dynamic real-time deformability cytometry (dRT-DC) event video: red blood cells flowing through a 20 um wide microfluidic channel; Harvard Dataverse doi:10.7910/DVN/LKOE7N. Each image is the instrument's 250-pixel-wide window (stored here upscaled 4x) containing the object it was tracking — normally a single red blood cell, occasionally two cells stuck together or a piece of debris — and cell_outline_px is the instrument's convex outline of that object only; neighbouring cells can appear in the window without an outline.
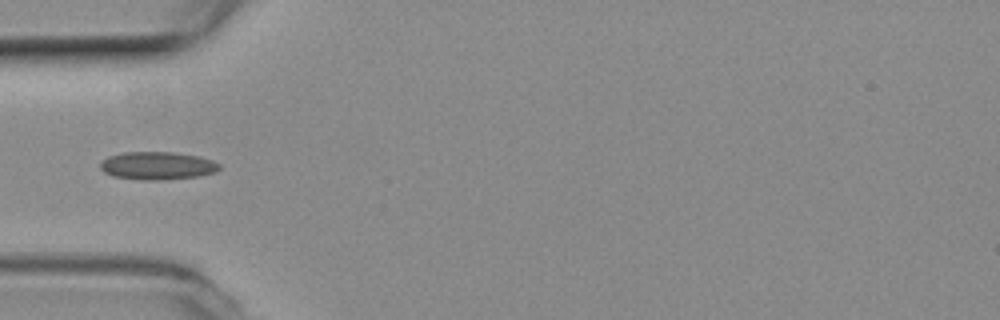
{"species": "common noctule bat (a hibernating species)", "species_latin": "Nyctalus noctula", "temperature_condition": "room temperature", "stored_images_in_passage": 8, "camera_frame_rate_fps": 3000, "um_per_image_px": 0.085, "animal": {"sex": "female", "body_mass_g": 19.3, "forearm_length_mm": 54.1}, "frame": {"image": 1, "passage_image": 5, "time_ms": 1.333, "image_size_px": [1000, 320], "cell_outline_px": [[220, 168], [216, 172], [200, 176], [160, 180], [144, 180], [112, 176], [104, 172], [100, 168], [100, 160], [108, 156], [124, 152], [172, 152], [200, 156], [212, 160], [220, 164]], "centroid_in_image_um": [13.37, 14.08], "position_along_channel_um": 71.6, "area_um2": 19.54}}
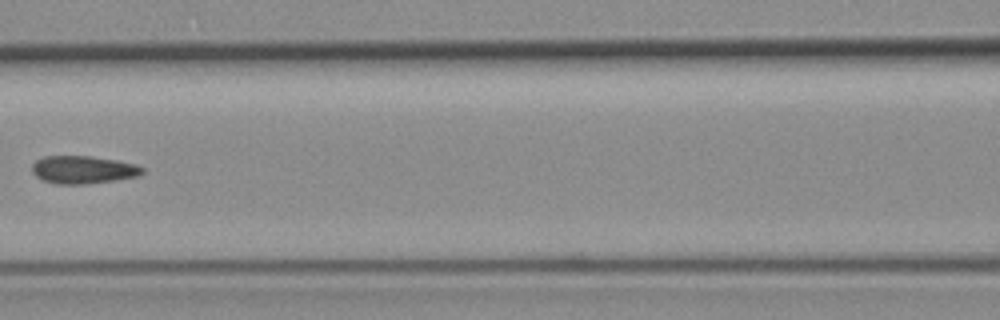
{"frame": {"image": 2, "passage_image": 7, "time_ms": 2.0, "image_size_px": [1000, 320], "cell_outline_px": [[144, 172], [140, 176], [116, 180], [84, 184], [56, 184], [44, 180], [36, 176], [32, 172], [32, 164], [36, 160], [44, 156], [88, 156], [116, 160], [136, 164], [144, 168]], "centroid_in_image_um": [7.08, 14.43], "position_along_channel_um": 159.5, "area_um2": 17.92}}
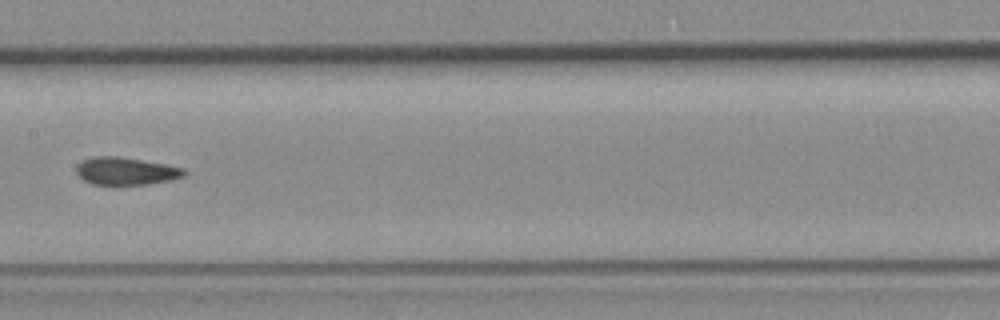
{"frame": {"image": 3, "passage_image": 8, "time_ms": 2.333, "image_size_px": [1000, 320], "cell_outline_px": [[188, 172], [184, 176], [168, 180], [148, 184], [92, 184], [84, 180], [76, 172], [76, 164], [92, 156], [116, 156], [164, 164], [184, 168]], "centroid_in_image_um": [10.68, 14.53], "position_along_channel_um": 196.7, "area_um2": 17.11}}